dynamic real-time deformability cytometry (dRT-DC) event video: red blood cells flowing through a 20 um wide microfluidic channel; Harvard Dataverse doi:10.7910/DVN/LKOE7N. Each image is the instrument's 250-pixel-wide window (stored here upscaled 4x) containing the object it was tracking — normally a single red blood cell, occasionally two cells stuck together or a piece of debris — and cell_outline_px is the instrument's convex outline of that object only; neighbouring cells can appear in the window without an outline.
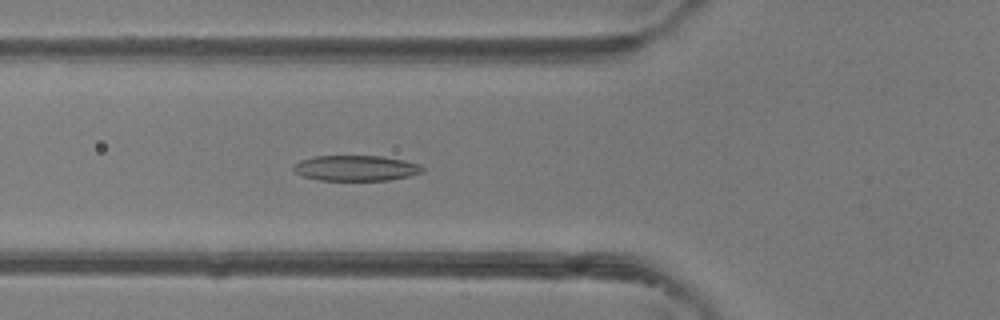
{"species": "common noctule bat (a hibernating species)", "species_latin": "Nyctalus noctula", "temperature_condition": "room temperature", "stored_images_in_passage": 46, "camera_frame_rate_fps": 3000, "um_per_image_px": 0.085, "animal": {"sex": "female"}, "frame": {"image": 1, "passage_image": 16, "time_ms": 5.0, "image_size_px": [1000, 320], "cell_outline_px": [[424, 172], [408, 176], [388, 180], [320, 180], [304, 176], [296, 172], [292, 168], [292, 164], [300, 160], [316, 156], [380, 156], [404, 160], [420, 164], [424, 168]], "centroid_in_image_um": [30.26, 14.28], "position_along_channel_um": 95.5, "area_um2": 19.13}}
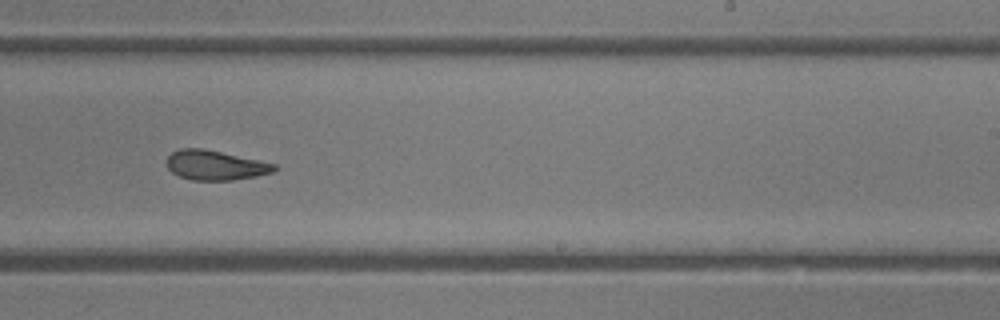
{"frame": {"image": 2, "passage_image": 28, "time_ms": 9.0, "image_size_px": [1000, 320], "cell_outline_px": [[276, 168], [272, 172], [256, 176], [232, 180], [192, 180], [180, 176], [172, 172], [168, 168], [168, 156], [172, 152], [180, 148], [204, 148], [276, 164]], "centroid_in_image_um": [18.29, 14.04], "position_along_channel_um": 270.7, "area_um2": 18.38}}
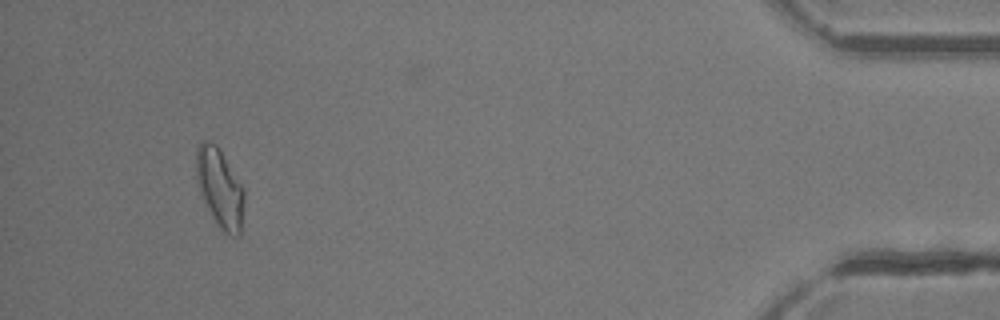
{"frame": {"image": 3, "passage_image": 43, "time_ms": 14.0, "image_size_px": [1000, 320], "cell_outline_px": [[244, 200], [240, 236], [228, 236], [216, 224], [200, 192], [196, 180], [196, 148], [200, 140], [208, 140], [216, 144], [244, 188]], "centroid_in_image_um": [18.68, 15.97], "position_along_channel_um": 416.5, "area_um2": 22.08}, "authors_computed_cell_mechanics": {"area_um2": 19.8543, "velocity_mm_per_s": 4.3723, "shape_relaxation_time_tau1_ms": 4.1386, "shape_relaxation_time_tau2_ms": 1.5354, "deformation_change_tau1": 0.1502, "deformation_change_tau2": 0.0905}}